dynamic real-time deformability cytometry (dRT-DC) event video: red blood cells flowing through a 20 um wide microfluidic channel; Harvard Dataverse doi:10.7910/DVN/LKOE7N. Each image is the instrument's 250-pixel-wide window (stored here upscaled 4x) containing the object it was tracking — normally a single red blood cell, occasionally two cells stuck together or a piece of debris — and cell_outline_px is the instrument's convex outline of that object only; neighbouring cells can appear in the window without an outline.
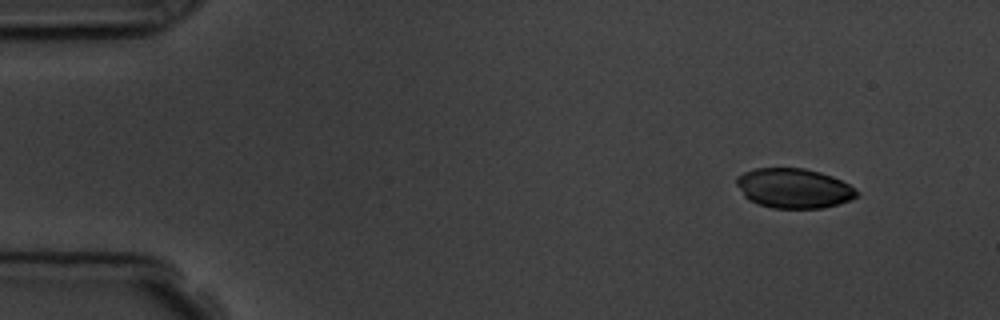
{"species": "common noctule bat (a hibernating species)", "species_latin": "Nyctalus noctula", "temperature_condition": "room temperature", "stored_images_in_passage": 3, "camera_frame_rate_fps": 3000, "um_per_image_px": 0.085, "animal": {"sex": "male", "body_mass_g": 19.5, "forearm_length_mm": 54.6}, "frame": {"image": 1, "passage_image": 1, "time_ms": 0.0, "image_size_px": [1000, 320], "cell_outline_px": [[860, 196], [852, 200], [840, 204], [824, 208], [772, 208], [756, 204], [748, 200], [744, 196], [736, 184], [736, 176], [744, 172], [756, 168], [804, 168], [820, 172], [832, 176], [848, 184], [860, 192]], "centroid_in_image_um": [67.49, 16.01], "position_along_channel_um": 17.5, "area_um2": 28.21}}